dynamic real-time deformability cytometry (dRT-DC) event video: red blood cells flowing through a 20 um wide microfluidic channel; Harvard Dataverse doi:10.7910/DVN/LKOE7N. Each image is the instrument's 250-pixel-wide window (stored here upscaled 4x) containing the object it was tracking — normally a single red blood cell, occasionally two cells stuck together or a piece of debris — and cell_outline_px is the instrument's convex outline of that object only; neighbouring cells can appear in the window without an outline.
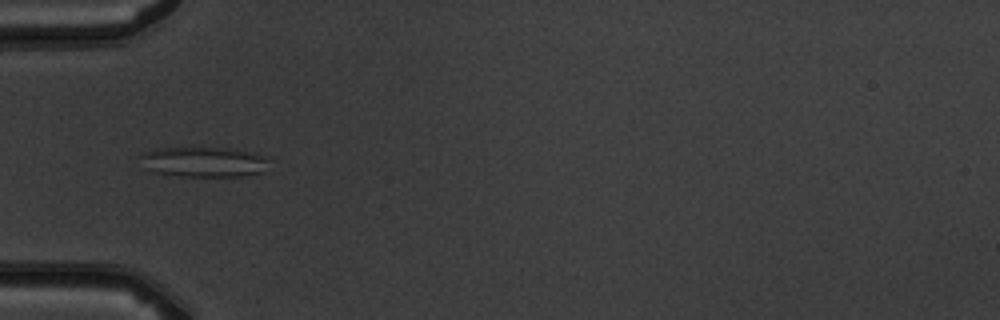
{"species": "common noctule bat (a hibernating species)", "species_latin": "Nyctalus noctula", "temperature_condition": "warm", "stored_images_in_passage": 5, "camera_frame_rate_fps": 3000, "um_per_image_px": 0.085, "animal": {"sex": "male", "body_mass_g": 19.5, "forearm_length_mm": 54.6}, "frame": {"image": 1, "passage_image": 4, "time_ms": 3.667, "image_size_px": [1000, 320], "cell_outline_px": [[268, 160], [264, 172], [244, 176], [180, 176], [152, 172], [144, 168], [140, 156], [144, 152], [156, 148], [232, 148], [256, 152], [264, 156]], "centroid_in_image_um": [17.33, 13.76], "position_along_channel_um": 67.7, "area_um2": 22.83}}
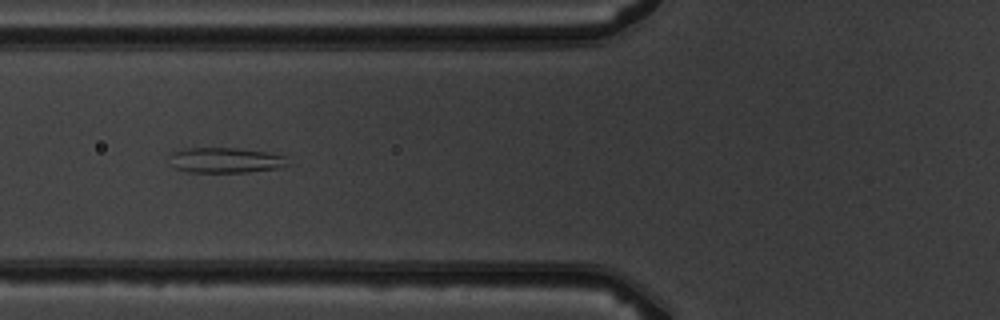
{"frame": {"image": 2, "passage_image": 5, "time_ms": 4.667, "image_size_px": [1000, 320], "cell_outline_px": [[288, 164], [280, 168], [248, 172], [188, 172], [176, 168], [172, 164], [168, 156], [172, 152], [184, 148], [236, 148], [268, 152], [284, 156]], "centroid_in_image_um": [19.14, 13.62], "position_along_channel_um": 106.7, "area_um2": 17.46}}